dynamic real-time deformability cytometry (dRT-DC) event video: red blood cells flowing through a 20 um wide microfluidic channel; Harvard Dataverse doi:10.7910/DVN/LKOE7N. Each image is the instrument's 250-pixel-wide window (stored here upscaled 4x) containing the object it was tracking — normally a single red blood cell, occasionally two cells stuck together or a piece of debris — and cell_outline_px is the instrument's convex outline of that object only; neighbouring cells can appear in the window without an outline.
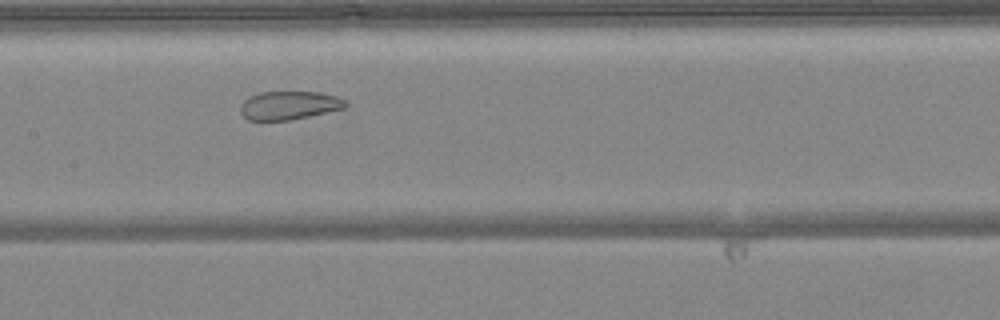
{"species": "common noctule bat (a hibernating species)", "species_latin": "Nyctalus noctula", "temperature_condition": "warm", "stored_images_in_passage": 42, "camera_frame_rate_fps": 3000, "um_per_image_px": 0.085, "animal": {"sex": "female", "body_mass_g": 24.6, "forearm_length_mm": 56.2}, "frame": {"image": 1, "passage_image": 17, "time_ms": 5.333, "image_size_px": [1000, 320], "cell_outline_px": [[348, 104], [344, 108], [308, 116], [288, 120], [248, 120], [240, 112], [240, 104], [248, 96], [260, 92], [316, 92], [336, 96], [344, 100]], "centroid_in_image_um": [24.52, 8.95], "position_along_channel_um": 182.9, "area_um2": 17.28}}
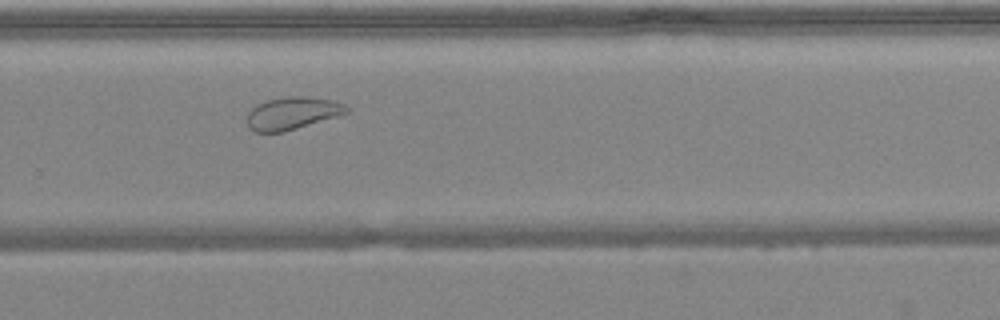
{"frame": {"image": 2, "passage_image": 26, "time_ms": 8.333, "image_size_px": [1000, 320], "cell_outline_px": [[348, 112], [336, 116], [284, 132], [252, 132], [248, 128], [248, 112], [256, 104], [268, 100], [288, 96], [308, 96], [332, 100], [344, 104], [348, 108]], "centroid_in_image_um": [24.81, 9.62], "position_along_channel_um": 305.0, "area_um2": 18.73}}
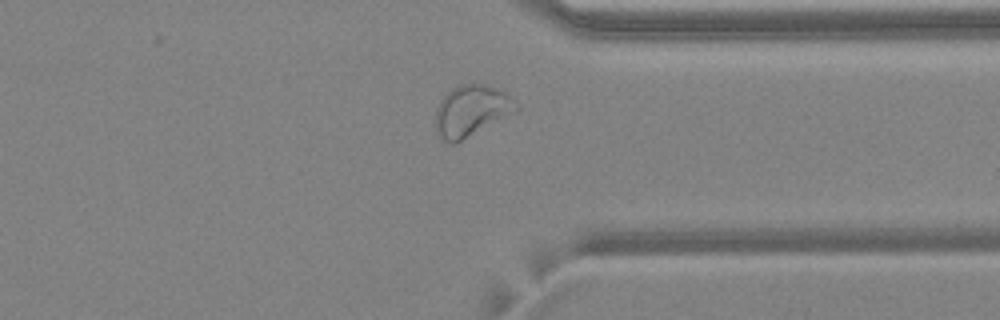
{"frame": {"image": 3, "passage_image": 31, "time_ms": 10.0, "image_size_px": [1000, 320], "cell_outline_px": [[520, 108], [516, 112], [452, 144], [440, 140], [436, 128], [436, 108], [440, 100], [452, 88], [460, 84], [484, 84], [504, 92]], "centroid_in_image_um": [40.03, 9.41], "position_along_channel_um": 371.4, "area_um2": 23.58}, "authors_computed_cell_mechanics": {"area_um2": 23.4668, "velocity_mm_per_s": 4.1065, "shape_relaxation_time_tau1_ms": null, "shape_relaxation_time_tau2_ms": 1.2841, "deformation_change_tau1": null, "deformation_change_tau2": 0.0802}}